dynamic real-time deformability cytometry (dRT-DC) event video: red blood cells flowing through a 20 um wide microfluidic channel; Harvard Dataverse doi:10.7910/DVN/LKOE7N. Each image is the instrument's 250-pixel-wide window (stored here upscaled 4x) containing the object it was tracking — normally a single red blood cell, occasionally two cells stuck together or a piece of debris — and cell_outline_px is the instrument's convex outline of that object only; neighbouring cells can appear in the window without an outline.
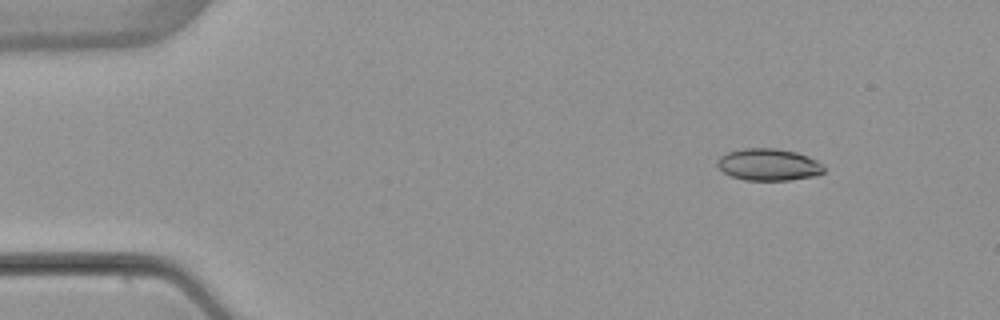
{"species": "common noctule bat (a hibernating species)", "species_latin": "Nyctalus noctula", "temperature_condition": "warm", "stored_images_in_passage": 5, "camera_frame_rate_fps": 3000, "um_per_image_px": 0.085, "animal": {"sex": "female", "body_mass_g": 22.7, "forearm_length_mm": 54.2}, "frame": {"image": 1, "passage_image": 2, "time_ms": 2.0, "image_size_px": [1000, 320], "cell_outline_px": [[824, 172], [816, 176], [788, 180], [744, 180], [732, 176], [724, 172], [716, 164], [716, 160], [720, 156], [728, 152], [744, 148], [776, 148], [796, 152], [808, 156], [824, 164]], "centroid_in_image_um": [65.34, 13.99], "position_along_channel_um": 19.7, "area_um2": 19.94}}